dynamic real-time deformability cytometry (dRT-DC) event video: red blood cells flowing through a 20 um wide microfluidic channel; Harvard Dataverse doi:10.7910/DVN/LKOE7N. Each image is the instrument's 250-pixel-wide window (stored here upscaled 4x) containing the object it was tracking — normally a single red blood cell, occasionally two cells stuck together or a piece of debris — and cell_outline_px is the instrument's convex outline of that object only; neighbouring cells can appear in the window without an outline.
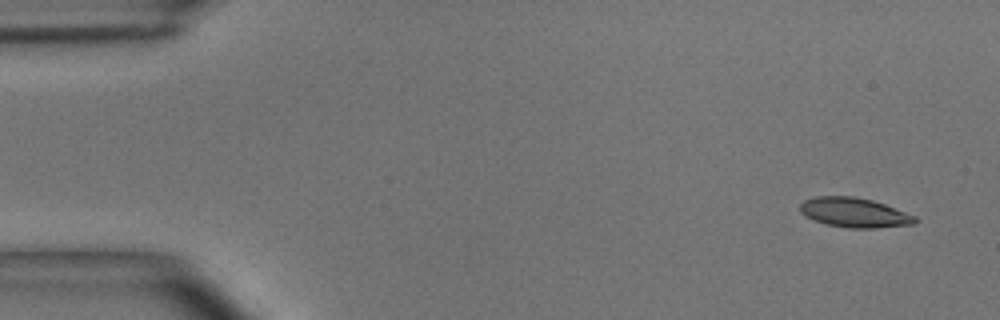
{"species": "common noctule bat (a hibernating species)", "species_latin": "Nyctalus noctula", "temperature_condition": "room temperature", "stored_images_in_passage": 4, "camera_frame_rate_fps": 3000, "um_per_image_px": 0.085, "animal": {"sex": "male", "body_mass_g": 15.6}, "frame": {"image": 1, "passage_image": 1, "time_ms": 0.0, "image_size_px": [1000, 320], "cell_outline_px": [[916, 224], [876, 228], [848, 228], [824, 224], [804, 216], [800, 212], [800, 204], [804, 200], [816, 196], [852, 196], [872, 200], [884, 204], [916, 216]], "centroid_in_image_um": [72.59, 18.07], "position_along_channel_um": 12.4, "area_um2": 19.94}}
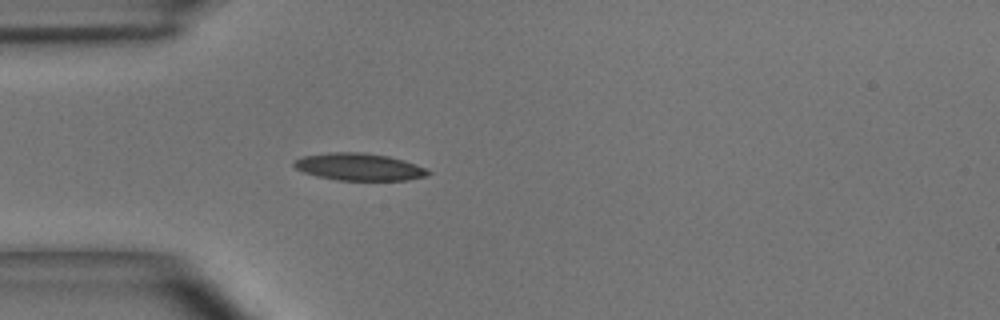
{"frame": {"image": 2, "passage_image": 4, "time_ms": 1.0, "image_size_px": [1000, 320], "cell_outline_px": [[432, 172], [428, 176], [408, 180], [336, 180], [316, 176], [304, 172], [296, 168], [292, 164], [296, 160], [304, 156], [332, 152], [360, 152], [388, 156], [404, 160], [416, 164]], "centroid_in_image_um": [30.55, 14.19], "position_along_channel_um": 54.4, "area_um2": 21.21}}